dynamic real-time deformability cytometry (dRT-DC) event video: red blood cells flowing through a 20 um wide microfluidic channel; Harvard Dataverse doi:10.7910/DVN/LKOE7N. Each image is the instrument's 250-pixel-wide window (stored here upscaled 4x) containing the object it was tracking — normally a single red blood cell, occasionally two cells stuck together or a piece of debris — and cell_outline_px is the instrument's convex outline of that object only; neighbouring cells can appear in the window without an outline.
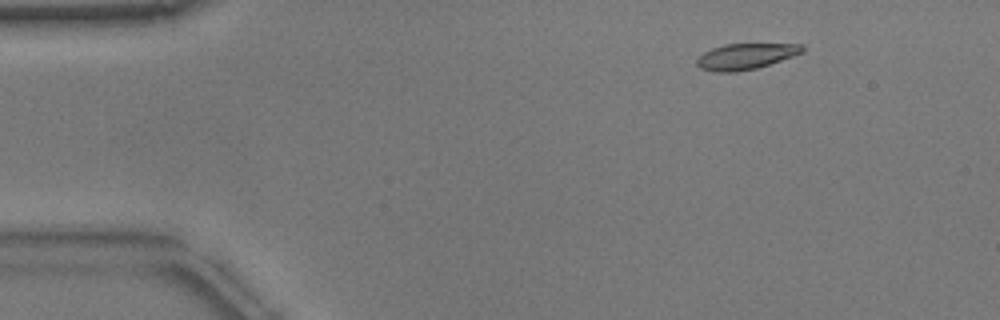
{"species": "common noctule bat (a hibernating species)", "species_latin": "Nyctalus noctula", "temperature_condition": "warm", "stored_images_in_passage": 50, "camera_frame_rate_fps": 3000, "um_per_image_px": 0.085, "animal": {"sex": "male", "body_mass_g": 17.9}, "frame": {"image": 1, "passage_image": 4, "time_ms": 1.0, "image_size_px": [1000, 320], "cell_outline_px": [[804, 52], [756, 68], [736, 72], [716, 72], [700, 68], [696, 64], [696, 60], [704, 52], [712, 48], [724, 44], [800, 44], [804, 48]], "centroid_in_image_um": [63.35, 4.79], "position_along_channel_um": 21.7, "area_um2": 15.72}}
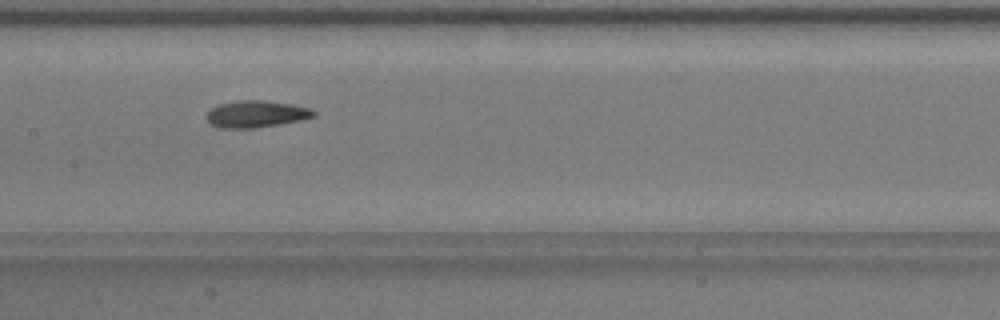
{"frame": {"image": 2, "passage_image": 23, "time_ms": 7.333, "image_size_px": [1000, 320], "cell_outline_px": [[316, 116], [300, 120], [280, 124], [256, 128], [216, 128], [208, 124], [204, 116], [212, 108], [220, 104], [240, 100], [264, 100], [292, 104], [308, 108], [316, 112]], "centroid_in_image_um": [21.72, 9.7], "position_along_channel_um": 185.7, "area_um2": 16.94}}
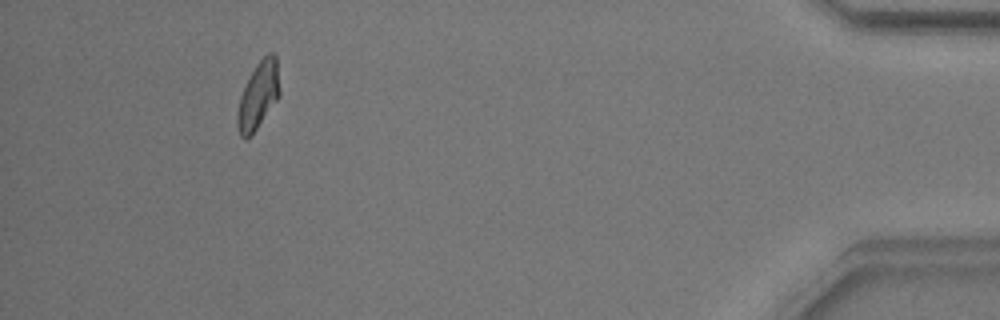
{"frame": {"image": 3, "passage_image": 46, "time_ms": 15.0, "image_size_px": [1000, 320], "cell_outline_px": [[280, 96], [256, 128], [244, 140], [240, 136], [236, 128], [236, 112], [240, 96], [256, 64], [268, 52], [272, 52], [276, 56], [280, 88]], "centroid_in_image_um": [21.94, 8.11], "position_along_channel_um": 413.3, "area_um2": 16.42}, "authors_computed_cell_mechanics": {"area_um2": 16.5308, "velocity_mm_per_s": 3.8114, "shape_relaxation_time_tau1_ms": 4.73, "shape_relaxation_time_tau2_ms": 4.2676, "deformation_change_tau1": 0.1538, "deformation_change_tau2": 0.072}}